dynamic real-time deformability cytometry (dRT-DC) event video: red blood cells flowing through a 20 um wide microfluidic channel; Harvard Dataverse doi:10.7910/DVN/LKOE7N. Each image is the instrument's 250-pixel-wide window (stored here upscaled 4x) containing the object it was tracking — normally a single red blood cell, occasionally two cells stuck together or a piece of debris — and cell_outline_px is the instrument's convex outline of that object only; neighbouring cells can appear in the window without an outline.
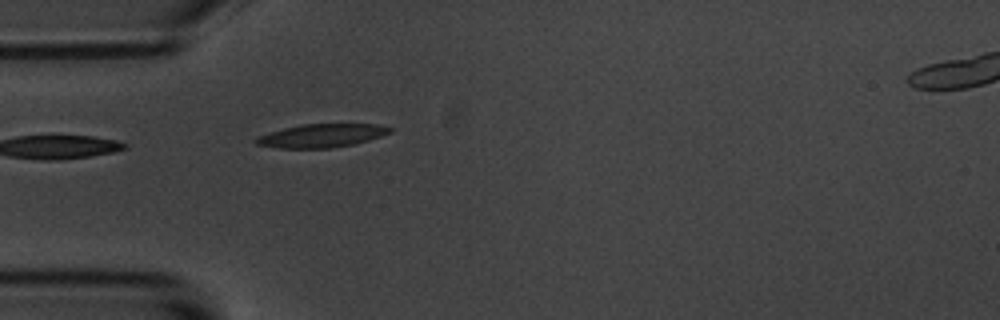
{"species": "common noctule bat (a hibernating species)", "species_latin": "Nyctalus noctula", "temperature_condition": "room temperature", "stored_images_in_passage": 5, "camera_frame_rate_fps": 3000, "um_per_image_px": 0.085, "animal": {"sex": "male", "body_mass_g": 20.1, "forearm_length_mm": 53.5}, "frame": {"image": 1, "passage_image": 5, "time_ms": 4.667, "image_size_px": [1000, 320], "cell_outline_px": [[392, 132], [356, 144], [332, 148], [280, 148], [256, 144], [252, 140], [256, 136], [284, 128], [300, 124], [380, 124], [392, 128]], "centroid_in_image_um": [27.32, 11.53], "position_along_channel_um": 57.7, "area_um2": 18.38}}